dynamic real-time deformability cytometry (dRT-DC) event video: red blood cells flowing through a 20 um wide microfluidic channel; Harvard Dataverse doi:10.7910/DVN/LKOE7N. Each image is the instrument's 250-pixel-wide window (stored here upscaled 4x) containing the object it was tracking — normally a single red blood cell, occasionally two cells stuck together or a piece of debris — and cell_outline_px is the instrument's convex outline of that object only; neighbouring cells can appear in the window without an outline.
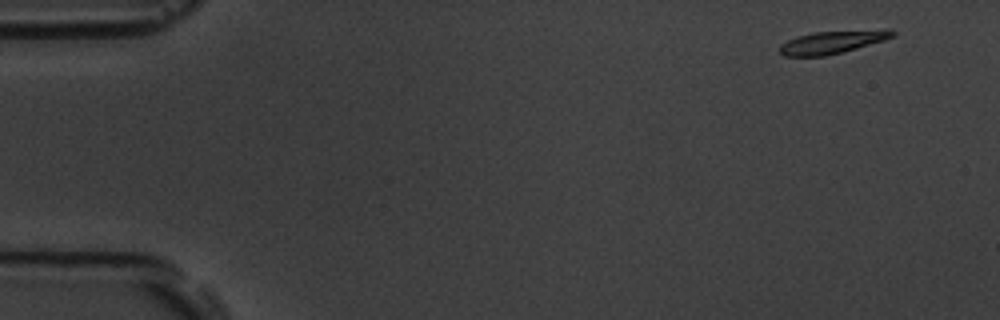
{"species": "common noctule bat (a hibernating species)", "species_latin": "Nyctalus noctula", "temperature_condition": "room temperature", "stored_images_in_passage": 6, "camera_frame_rate_fps": 3000, "um_per_image_px": 0.085, "animal": {"sex": "male", "body_mass_g": 19.5, "forearm_length_mm": 54.6}, "frame": {"image": 1, "passage_image": 1, "time_ms": 0.0, "image_size_px": [1000, 320], "cell_outline_px": [[896, 36], [884, 40], [856, 48], [824, 56], [784, 56], [780, 52], [780, 44], [796, 36], [812, 32], [896, 32]], "centroid_in_image_um": [70.56, 3.63], "position_along_channel_um": 14.4, "area_um2": 13.99}}
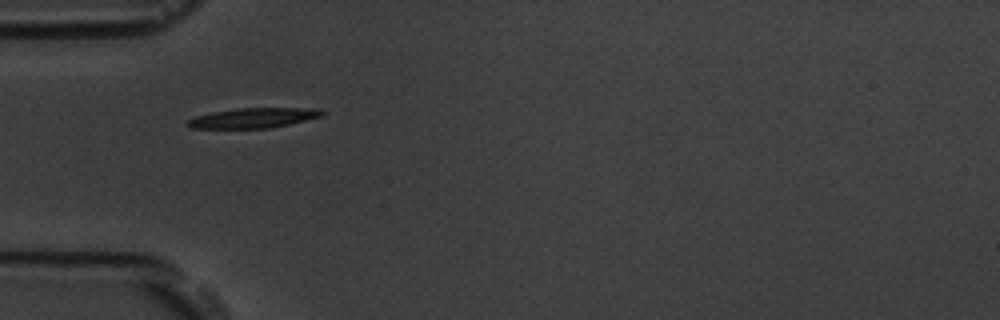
{"frame": {"image": 2, "passage_image": 5, "time_ms": 4.667, "image_size_px": [1000, 320], "cell_outline_px": [[324, 116], [288, 124], [268, 128], [192, 128], [184, 124], [188, 120], [196, 116], [212, 112], [236, 108], [320, 108], [324, 112]], "centroid_in_image_um": [21.55, 10.01], "position_along_channel_um": 63.5, "area_um2": 15.66}}
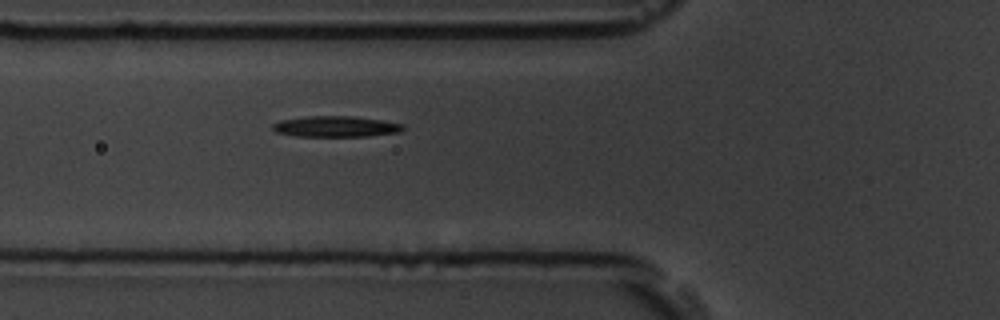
{"frame": {"image": 3, "passage_image": 6, "time_ms": 5.667, "image_size_px": [1000, 320], "cell_outline_px": [[404, 128], [400, 132], [368, 136], [296, 136], [276, 132], [272, 128], [272, 124], [280, 120], [308, 116], [352, 116], [380, 120], [404, 124]], "centroid_in_image_um": [28.53, 10.75], "position_along_channel_um": 97.3, "area_um2": 15.78}}